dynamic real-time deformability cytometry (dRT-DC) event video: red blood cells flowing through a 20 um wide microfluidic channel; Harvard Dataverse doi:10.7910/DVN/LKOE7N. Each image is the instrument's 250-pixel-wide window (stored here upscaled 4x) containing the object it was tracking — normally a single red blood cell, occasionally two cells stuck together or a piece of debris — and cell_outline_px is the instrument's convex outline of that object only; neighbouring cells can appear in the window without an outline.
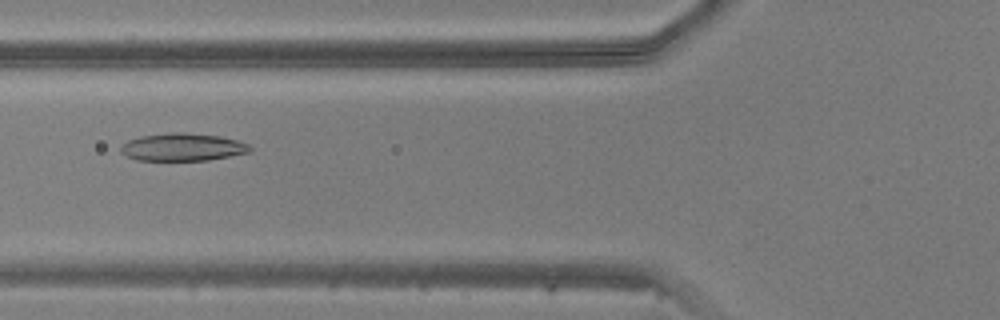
{"species": "common noctule bat (a hibernating species)", "species_latin": "Nyctalus noctula", "temperature_condition": "warm", "stored_images_in_passage": 45, "camera_frame_rate_fps": 3000, "um_per_image_px": 0.085, "animal": {"sex": "male", "body_mass_g": 20.5, "forearm_length_mm": 52.5}, "frame": {"image": 1, "passage_image": 15, "time_ms": 4.667, "image_size_px": [1000, 320], "cell_outline_px": [[252, 152], [208, 160], [136, 160], [120, 152], [120, 144], [128, 140], [140, 136], [172, 132], [184, 132], [220, 136], [236, 140], [248, 144], [252, 148]], "centroid_in_image_um": [15.51, 12.5], "position_along_channel_um": 110.3, "area_um2": 20.92}}
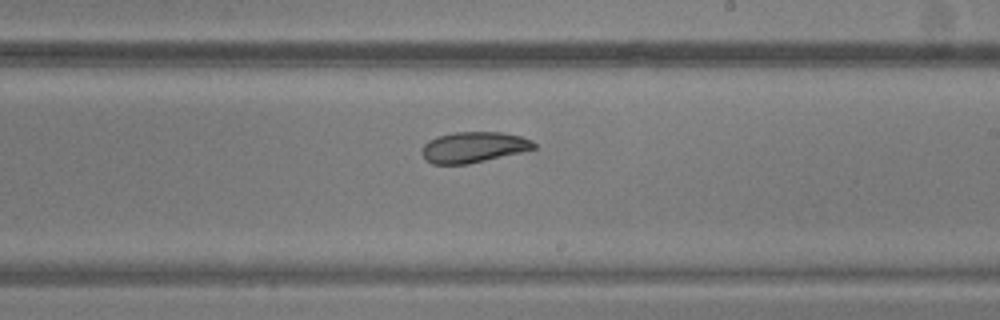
{"frame": {"image": 2, "passage_image": 25, "time_ms": 8.0, "image_size_px": [1000, 320], "cell_outline_px": [[536, 148], [520, 152], [468, 164], [432, 164], [420, 152], [424, 144], [428, 140], [436, 136], [456, 132], [504, 132], [520, 136], [532, 140], [536, 144]], "centroid_in_image_um": [40.24, 12.5], "position_along_channel_um": 248.8, "area_um2": 20.0}}
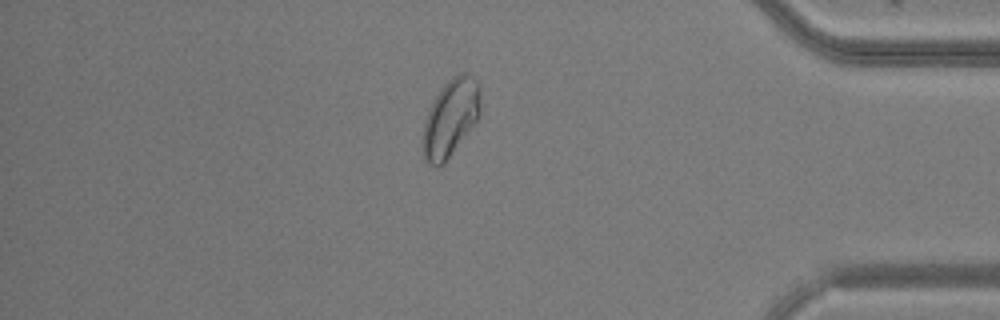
{"frame": {"image": 3, "passage_image": 38, "time_ms": 12.333, "image_size_px": [1000, 320], "cell_outline_px": [[480, 116], [444, 164], [436, 168], [428, 164], [424, 160], [424, 120], [440, 88], [452, 76], [460, 72], [468, 72], [480, 84]], "centroid_in_image_um": [38.32, 9.99], "position_along_channel_um": 396.9, "area_um2": 25.95}}